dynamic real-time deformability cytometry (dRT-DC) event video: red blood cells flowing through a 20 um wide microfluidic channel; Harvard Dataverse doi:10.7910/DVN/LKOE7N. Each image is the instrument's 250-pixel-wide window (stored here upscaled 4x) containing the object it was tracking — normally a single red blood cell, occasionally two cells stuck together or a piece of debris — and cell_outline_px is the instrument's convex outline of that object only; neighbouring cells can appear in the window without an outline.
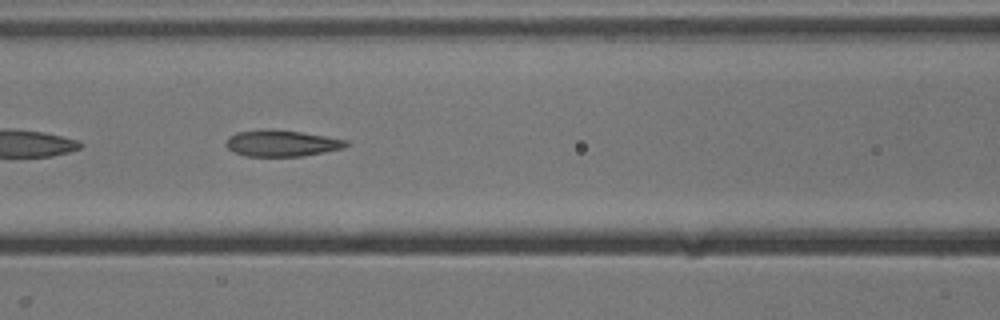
{"species": "common noctule bat (a hibernating species)", "species_latin": "Nyctalus noctula", "temperature_condition": "cold", "stored_images_in_passage": 37, "camera_frame_rate_fps": 3000, "um_per_image_px": 0.085, "animal": {"sex": "male", "body_mass_g": 13.3}, "frame": {"image": 1, "passage_image": 22, "time_ms": 7.0, "image_size_px": [1000, 320], "cell_outline_px": [[348, 144], [344, 148], [304, 156], [244, 156], [232, 152], [224, 144], [228, 136], [236, 132], [264, 128], [268, 128], [300, 132], [348, 140]], "centroid_in_image_um": [23.88, 12.17], "position_along_channel_um": 142.7, "area_um2": 18.67}}
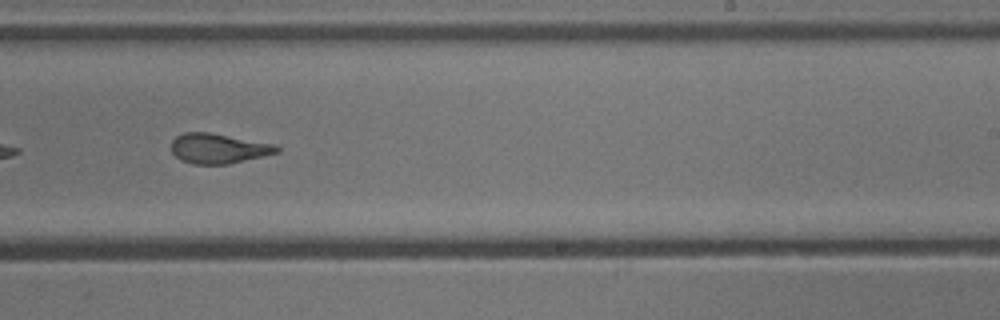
{"frame": {"image": 2, "passage_image": 32, "time_ms": 10.333, "image_size_px": [1000, 320], "cell_outline_px": [[280, 152], [264, 156], [228, 164], [192, 164], [180, 160], [172, 152], [172, 140], [176, 136], [184, 132], [208, 132], [276, 144], [280, 148]], "centroid_in_image_um": [18.58, 12.62], "position_along_channel_um": 270.4, "area_um2": 18.5}}